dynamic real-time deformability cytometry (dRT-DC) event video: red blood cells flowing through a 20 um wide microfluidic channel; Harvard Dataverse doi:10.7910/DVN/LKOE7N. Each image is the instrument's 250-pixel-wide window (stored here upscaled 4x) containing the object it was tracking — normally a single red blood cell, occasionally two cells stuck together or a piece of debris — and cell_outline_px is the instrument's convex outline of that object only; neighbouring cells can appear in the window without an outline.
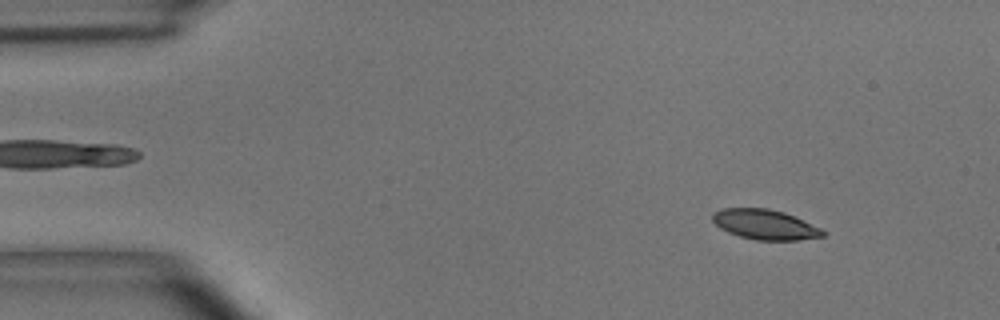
{"species": "common noctule bat (a hibernating species)", "species_latin": "Nyctalus noctula", "temperature_condition": "room temperature", "stored_images_in_passage": 55, "camera_frame_rate_fps": 3000, "um_per_image_px": 0.085, "animal": {"sex": "male", "body_mass_g": 15.6}, "frame": {"image": 1, "passage_image": 6, "time_ms": 1.667, "image_size_px": [1000, 320], "cell_outline_px": [[824, 236], [800, 240], [756, 240], [740, 236], [728, 232], [720, 228], [712, 220], [712, 212], [720, 208], [768, 208], [784, 212], [820, 228], [824, 232]], "centroid_in_image_um": [64.98, 19.08], "position_along_channel_um": 20.0, "area_um2": 19.19}}
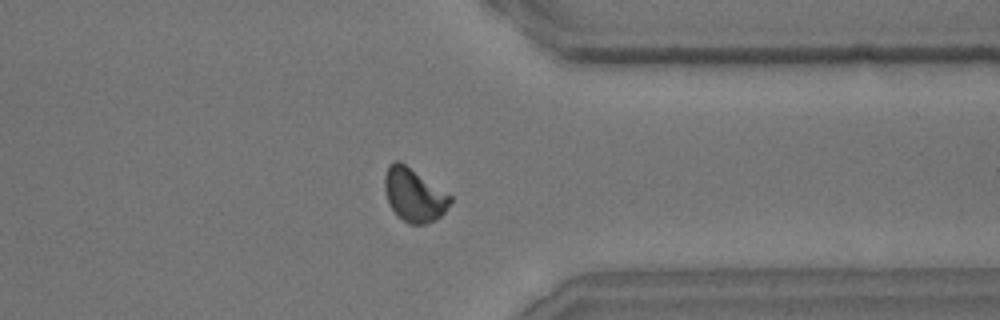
{"frame": {"image": 2, "passage_image": 43, "time_ms": 14.0, "image_size_px": [1000, 320], "cell_outline_px": [[452, 200], [444, 212], [436, 220], [428, 224], [408, 224], [392, 208], [388, 200], [384, 188], [384, 176], [388, 164], [392, 160], [400, 160], [452, 196]], "centroid_in_image_um": [35.19, 16.54], "position_along_channel_um": 376.2, "area_um2": 20.35}}
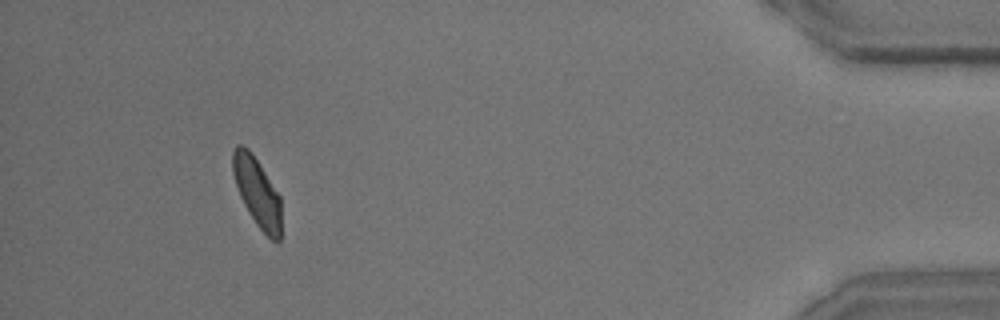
{"frame": {"image": 3, "passage_image": 51, "time_ms": 16.667, "image_size_px": [1000, 320], "cell_outline_px": [[280, 240], [276, 244], [256, 224], [244, 204], [240, 196], [232, 172], [232, 152], [236, 144], [244, 144], [252, 152], [280, 196]], "centroid_in_image_um": [21.84, 16.29], "position_along_channel_um": 413.4, "area_um2": 19.42}, "authors_computed_cell_mechanics": {"area_um2": 20.0566, "velocity_mm_per_s": 3.5987, "shape_relaxation_time_tau1_ms": 2.707, "shape_relaxation_time_tau2_ms": 2.2824, "deformation_change_tau1": 0.1015, "deformation_change_tau2": 0.0663}}